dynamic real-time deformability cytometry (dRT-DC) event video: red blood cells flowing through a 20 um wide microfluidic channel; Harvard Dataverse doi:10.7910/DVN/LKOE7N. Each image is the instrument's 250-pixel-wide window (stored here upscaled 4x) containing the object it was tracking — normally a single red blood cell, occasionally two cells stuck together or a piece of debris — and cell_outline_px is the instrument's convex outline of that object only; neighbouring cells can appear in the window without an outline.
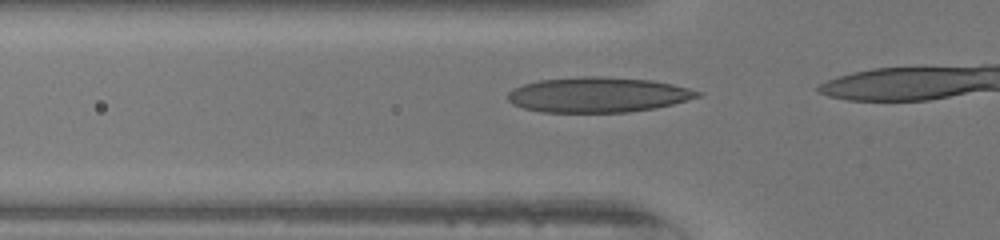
{"species": "human", "species_latin": "Homo sapiens", "temperature_condition": "warm", "stored_images_in_passage": 7, "camera_frame_rate_fps": 3000, "um_per_image_px": 0.085, "donor": {"sex": "female"}, "frame": {"image": 1, "passage_image": 2, "time_ms": 0.333, "image_size_px": [1000, 240], "cell_outline_px": [[704, 92], [700, 96], [688, 100], [656, 108], [628, 112], [540, 112], [524, 108], [512, 104], [508, 100], [508, 92], [512, 88], [524, 84], [540, 80], [580, 76], [600, 76], [652, 80], [672, 84]], "centroid_in_image_um": [50.82, 8.05], "position_along_channel_um": 75.0, "area_um2": 39.02}}
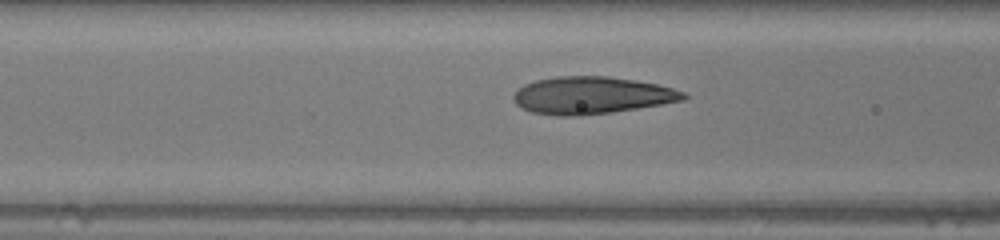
{"frame": {"image": 2, "passage_image": 5, "time_ms": 1.333, "image_size_px": [1000, 240], "cell_outline_px": [[688, 96], [684, 100], [612, 112], [580, 116], [556, 116], [532, 112], [520, 108], [512, 100], [512, 96], [516, 88], [524, 84], [536, 80], [556, 76], [608, 76], [636, 80], [656, 84], [672, 88], [684, 92]], "centroid_in_image_um": [50.22, 8.1], "position_along_channel_um": 116.4, "area_um2": 37.11}}